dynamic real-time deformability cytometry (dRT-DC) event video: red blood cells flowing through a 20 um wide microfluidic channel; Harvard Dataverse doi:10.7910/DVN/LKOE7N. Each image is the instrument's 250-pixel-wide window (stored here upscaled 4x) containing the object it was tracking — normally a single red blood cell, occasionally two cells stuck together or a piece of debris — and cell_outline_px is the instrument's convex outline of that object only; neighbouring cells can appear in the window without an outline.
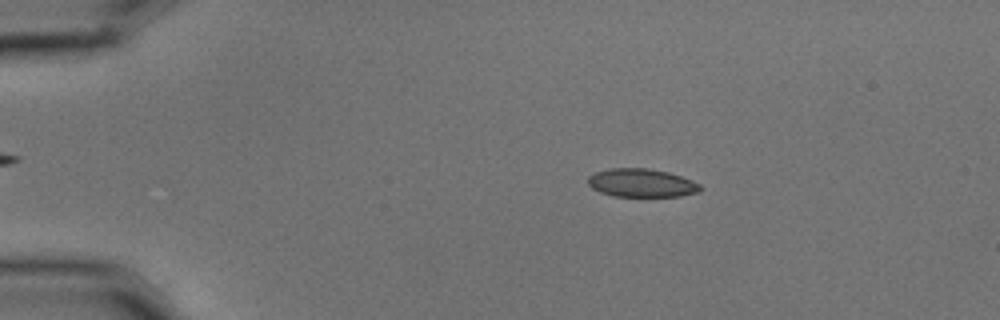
{"species": "common noctule bat (a hibernating species)", "species_latin": "Nyctalus noctula", "temperature_condition": "cold", "stored_images_in_passage": 5, "camera_frame_rate_fps": 3000, "um_per_image_px": 0.085, "animal": {"sex": "male", "body_mass_g": 15.6}, "frame": {"image": 1, "passage_image": 2, "time_ms": 0.333, "image_size_px": [1000, 320], "cell_outline_px": [[704, 188], [700, 192], [680, 196], [616, 196], [600, 192], [592, 188], [588, 184], [588, 176], [596, 172], [612, 168], [648, 168], [668, 172], [692, 180], [700, 184]], "centroid_in_image_um": [54.57, 15.55], "position_along_channel_um": 30.4, "area_um2": 18.55}}
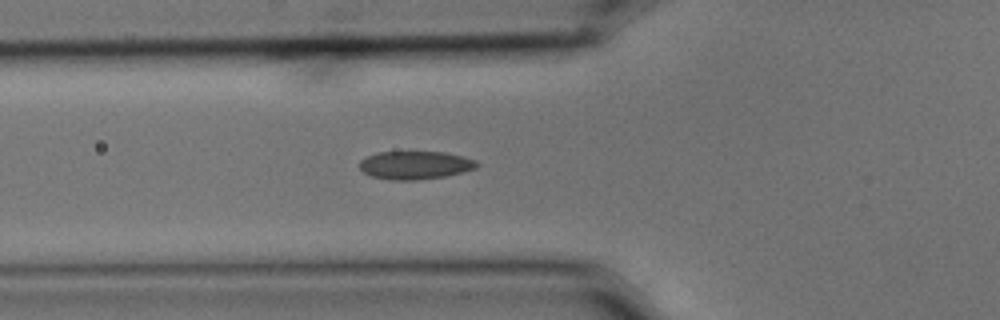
{"frame": {"image": 2, "passage_image": 5, "time_ms": 1.333, "image_size_px": [1000, 320], "cell_outline_px": [[480, 164], [476, 168], [444, 176], [416, 180], [388, 180], [372, 176], [364, 172], [360, 168], [360, 160], [368, 156], [380, 152], [444, 152], [476, 160]], "centroid_in_image_um": [35.28, 14.04], "position_along_channel_um": 90.5, "area_um2": 19.02}}